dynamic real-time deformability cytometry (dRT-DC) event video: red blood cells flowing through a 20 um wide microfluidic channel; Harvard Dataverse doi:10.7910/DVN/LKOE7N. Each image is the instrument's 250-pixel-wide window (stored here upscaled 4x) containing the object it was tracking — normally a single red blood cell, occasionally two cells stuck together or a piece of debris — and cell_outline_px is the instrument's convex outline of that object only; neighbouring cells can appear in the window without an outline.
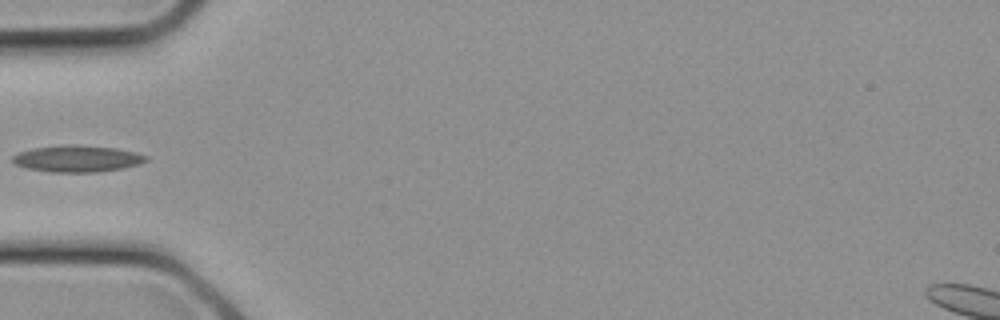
{"species": "common noctule bat (a hibernating species)", "species_latin": "Nyctalus noctula", "temperature_condition": "cold", "stored_images_in_passage": 13, "camera_frame_rate_fps": 3000, "um_per_image_px": 0.085, "animal": {"sex": "female", "body_mass_g": 21.9}, "frame": {"image": 1, "passage_image": 9, "time_ms": 2.667, "image_size_px": [1000, 320], "cell_outline_px": [[148, 160], [140, 164], [120, 168], [96, 172], [52, 172], [28, 168], [16, 164], [12, 160], [12, 156], [20, 152], [32, 148], [68, 144], [116, 148], [136, 152], [148, 156]], "centroid_in_image_um": [6.58, 13.48], "position_along_channel_um": 78.4, "area_um2": 20.52}}
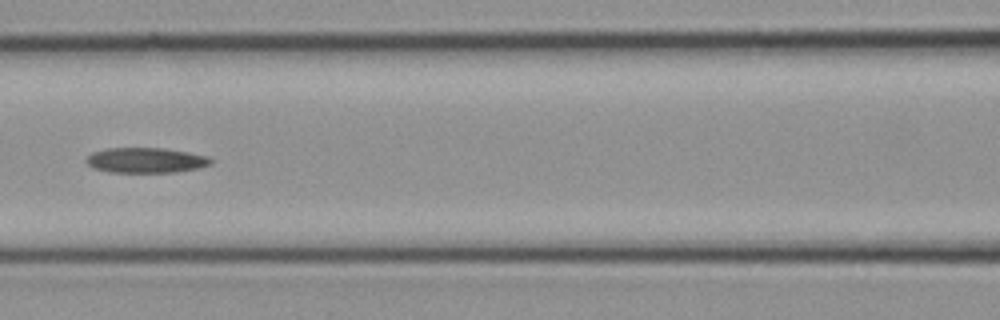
{"frame": {"image": 2, "passage_image": 12, "time_ms": 3.667, "image_size_px": [1000, 320], "cell_outline_px": [[212, 164], [196, 168], [172, 172], [108, 172], [92, 168], [84, 160], [92, 152], [108, 148], [164, 148], [188, 152], [208, 156], [212, 160]], "centroid_in_image_um": [12.36, 13.62], "position_along_channel_um": 154.2, "area_um2": 18.26}}